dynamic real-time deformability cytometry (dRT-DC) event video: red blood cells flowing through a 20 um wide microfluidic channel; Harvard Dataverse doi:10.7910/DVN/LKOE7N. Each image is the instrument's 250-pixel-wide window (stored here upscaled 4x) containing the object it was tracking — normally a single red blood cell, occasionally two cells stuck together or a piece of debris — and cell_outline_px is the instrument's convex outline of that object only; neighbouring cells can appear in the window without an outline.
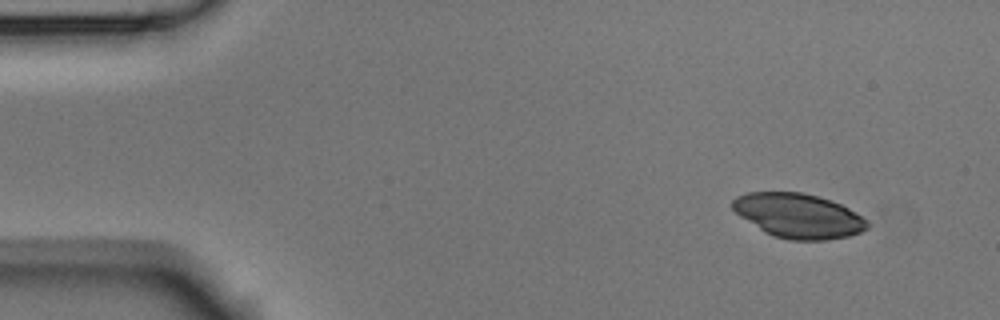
{"species": "Egyptian fruit bat (a non-hibernating species)", "species_latin": "Rousettus aegyptiacus", "temperature_condition": "room temperature", "stored_images_in_passage": 4, "camera_frame_rate_fps": 3000, "um_per_image_px": 0.085, "animal": {"sex": "male"}, "frame": {"image": 1, "passage_image": 1, "time_ms": 0.0, "image_size_px": [1000, 320], "cell_outline_px": [[868, 228], [860, 232], [848, 236], [828, 240], [788, 240], [772, 236], [764, 232], [740, 216], [732, 208], [732, 200], [736, 196], [748, 192], [800, 192], [816, 196], [840, 204], [856, 212], [868, 220]], "centroid_in_image_um": [67.85, 18.35], "position_along_channel_um": 17.1, "area_um2": 34.91}}